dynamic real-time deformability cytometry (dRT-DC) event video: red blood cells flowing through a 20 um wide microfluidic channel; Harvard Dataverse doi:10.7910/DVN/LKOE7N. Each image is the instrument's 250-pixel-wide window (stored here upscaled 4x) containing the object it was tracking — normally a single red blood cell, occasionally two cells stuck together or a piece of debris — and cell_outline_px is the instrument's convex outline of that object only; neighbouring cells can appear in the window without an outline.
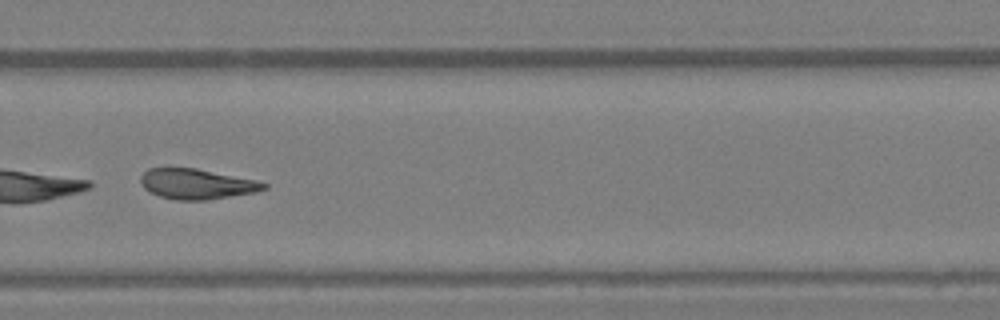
{"species": "Egyptian fruit bat (a non-hibernating species)", "species_latin": "Rousettus aegyptiacus", "temperature_condition": "warm", "stored_images_in_passage": 28, "camera_frame_rate_fps": 3000, "um_per_image_px": 0.085, "animal": {"sex": "female"}, "frame": {"image": 1, "passage_image": 24, "time_ms": 7.667, "image_size_px": [1000, 320], "cell_outline_px": [[268, 188], [256, 192], [208, 200], [176, 200], [160, 196], [144, 188], [140, 184], [140, 176], [148, 168], [196, 168], [256, 180], [268, 184]], "centroid_in_image_um": [16.73, 15.64], "position_along_channel_um": 313.1, "area_um2": 21.73}}